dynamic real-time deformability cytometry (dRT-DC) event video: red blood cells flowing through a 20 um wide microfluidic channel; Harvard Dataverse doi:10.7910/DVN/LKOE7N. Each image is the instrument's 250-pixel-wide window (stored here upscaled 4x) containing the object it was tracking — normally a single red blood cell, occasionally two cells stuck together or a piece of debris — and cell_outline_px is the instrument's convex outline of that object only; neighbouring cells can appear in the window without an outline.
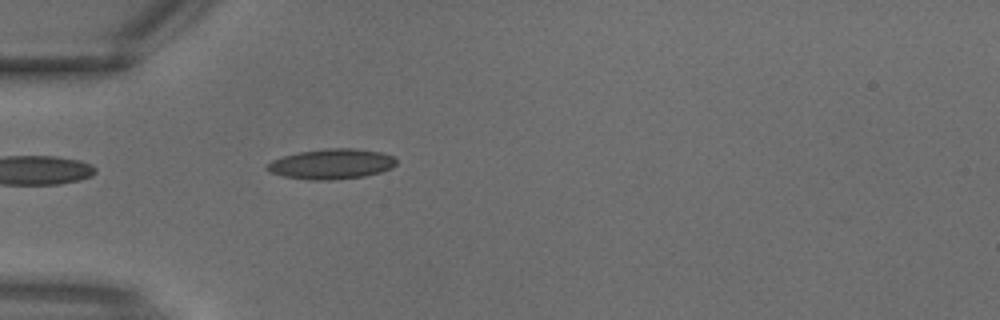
{"species": "common noctule bat (a hibernating species)", "species_latin": "Nyctalus noctula", "temperature_condition": "warm", "stored_images_in_passage": 3, "camera_frame_rate_fps": 3000, "um_per_image_px": 0.085, "animal": {"sex": "male", "body_mass_g": 18.8}, "frame": {"image": 1, "passage_image": 3, "time_ms": 0.667, "image_size_px": [1000, 320], "cell_outline_px": [[396, 164], [392, 168], [380, 172], [364, 176], [332, 180], [308, 180], [284, 176], [268, 172], [264, 168], [272, 160], [284, 156], [300, 152], [328, 148], [352, 148], [380, 152], [392, 156], [396, 160]], "centroid_in_image_um": [28.16, 13.95], "position_along_channel_um": 56.8, "area_um2": 22.66}}